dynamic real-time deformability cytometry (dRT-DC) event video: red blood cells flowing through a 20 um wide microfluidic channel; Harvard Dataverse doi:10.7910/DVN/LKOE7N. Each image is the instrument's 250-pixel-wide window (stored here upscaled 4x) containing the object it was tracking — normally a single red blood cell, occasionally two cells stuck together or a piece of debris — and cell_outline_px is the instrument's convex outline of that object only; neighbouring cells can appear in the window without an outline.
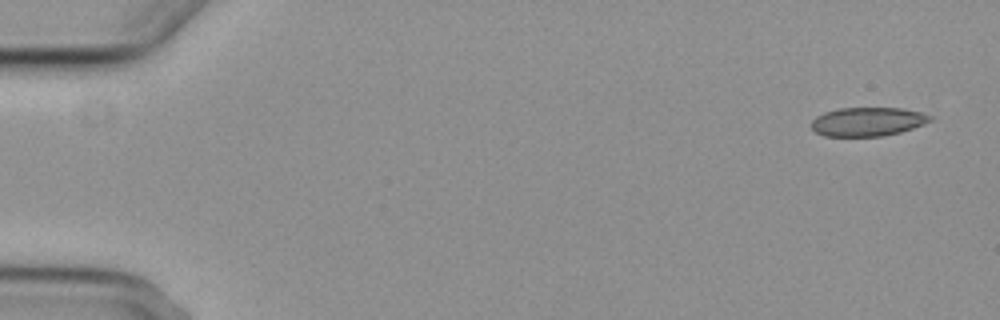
{"species": "common noctule bat (a hibernating species)", "species_latin": "Nyctalus noctula", "temperature_condition": "cold", "stored_images_in_passage": 3, "camera_frame_rate_fps": 3000, "um_per_image_px": 0.085, "animal": {"sex": "female", "body_mass_g": 29.2, "forearm_length_mm": 56.3}, "frame": {"image": 1, "passage_image": 1, "time_ms": 0.0, "image_size_px": [1000, 320], "cell_outline_px": [[932, 120], [924, 124], [900, 132], [884, 136], [824, 136], [816, 132], [812, 128], [812, 120], [816, 116], [824, 112], [840, 108], [900, 108], [920, 112], [932, 116]], "centroid_in_image_um": [73.74, 10.34], "position_along_channel_um": 11.3, "area_um2": 19.88}}